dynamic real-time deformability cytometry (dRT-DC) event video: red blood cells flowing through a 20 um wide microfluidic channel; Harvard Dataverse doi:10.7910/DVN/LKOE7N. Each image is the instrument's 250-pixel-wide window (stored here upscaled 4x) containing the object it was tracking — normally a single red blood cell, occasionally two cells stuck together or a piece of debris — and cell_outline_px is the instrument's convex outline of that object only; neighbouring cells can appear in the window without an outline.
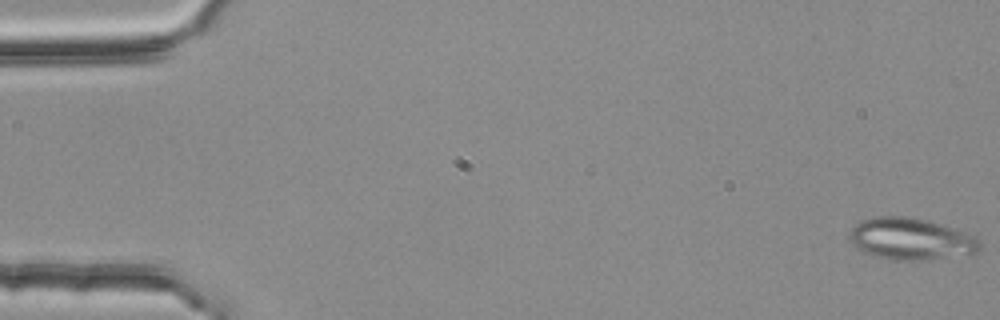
{"species": "common noctule bat (a hibernating species)", "species_latin": "Nyctalus noctula", "temperature_condition": "room temperature", "stored_images_in_passage": 54, "segment_of_instrument_passage": [1, 2], "camera_frame_rate_fps": 3000, "um_per_image_px": 0.085, "animal": {"sex": "female", "body_mass_g": 25.1}, "frame": {"image": 1, "passage_image": 1, "time_ms": 0.0, "image_size_px": [1000, 320], "cell_outline_px": [[980, 252], [924, 260], [892, 260], [872, 256], [856, 248], [852, 244], [848, 236], [848, 232], [860, 220], [876, 216], [912, 216], [968, 232], [976, 236], [980, 240]], "centroid_in_image_um": [77.4, 20.3], "position_along_channel_um": 7.6, "area_um2": 32.14}}